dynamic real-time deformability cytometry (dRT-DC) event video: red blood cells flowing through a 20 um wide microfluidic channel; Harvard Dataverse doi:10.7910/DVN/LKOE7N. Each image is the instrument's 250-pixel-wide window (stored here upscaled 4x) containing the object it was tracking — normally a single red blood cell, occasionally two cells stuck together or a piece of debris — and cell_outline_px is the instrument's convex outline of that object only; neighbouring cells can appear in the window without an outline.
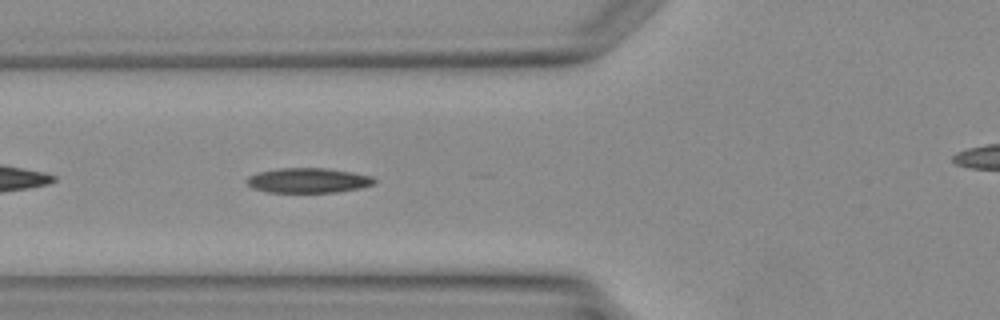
{"species": "Egyptian fruit bat (a non-hibernating species)", "species_latin": "Rousettus aegyptiacus", "temperature_condition": "warm", "stored_images_in_passage": 3, "segment_of_instrument_passage": [1, 2], "camera_frame_rate_fps": 3000, "um_per_image_px": 0.085, "animal": {"sex": "female"}, "frame": {"image": 1, "passage_image": 2, "time_ms": 2.0, "image_size_px": [1000, 320], "cell_outline_px": [[376, 184], [360, 188], [336, 192], [268, 192], [252, 188], [244, 180], [248, 176], [256, 172], [276, 168], [324, 168], [352, 172], [372, 176], [376, 180]], "centroid_in_image_um": [26.17, 15.33], "position_along_channel_um": 99.6, "area_um2": 18.67}}